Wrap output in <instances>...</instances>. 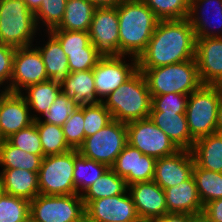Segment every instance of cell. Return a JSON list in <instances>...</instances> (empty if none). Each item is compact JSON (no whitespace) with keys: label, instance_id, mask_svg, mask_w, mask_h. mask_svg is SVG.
I'll list each match as a JSON object with an SVG mask.
<instances>
[{"label":"cell","instance_id":"cell-1","mask_svg":"<svg viewBox=\"0 0 222 222\" xmlns=\"http://www.w3.org/2000/svg\"><path fill=\"white\" fill-rule=\"evenodd\" d=\"M196 36L188 18L160 20L146 49L137 58L138 69H150L195 59Z\"/></svg>","mask_w":222,"mask_h":222},{"label":"cell","instance_id":"cell-2","mask_svg":"<svg viewBox=\"0 0 222 222\" xmlns=\"http://www.w3.org/2000/svg\"><path fill=\"white\" fill-rule=\"evenodd\" d=\"M119 53L138 58L160 21L142 0H124L118 6Z\"/></svg>","mask_w":222,"mask_h":222},{"label":"cell","instance_id":"cell-3","mask_svg":"<svg viewBox=\"0 0 222 222\" xmlns=\"http://www.w3.org/2000/svg\"><path fill=\"white\" fill-rule=\"evenodd\" d=\"M102 103L110 111L112 118L119 122L128 123L148 118L152 98L144 74L137 70Z\"/></svg>","mask_w":222,"mask_h":222},{"label":"cell","instance_id":"cell-4","mask_svg":"<svg viewBox=\"0 0 222 222\" xmlns=\"http://www.w3.org/2000/svg\"><path fill=\"white\" fill-rule=\"evenodd\" d=\"M138 70L146 78L151 98L169 93L190 95L202 85L195 59Z\"/></svg>","mask_w":222,"mask_h":222},{"label":"cell","instance_id":"cell-5","mask_svg":"<svg viewBox=\"0 0 222 222\" xmlns=\"http://www.w3.org/2000/svg\"><path fill=\"white\" fill-rule=\"evenodd\" d=\"M39 30L24 0L0 1V43L14 48L32 46Z\"/></svg>","mask_w":222,"mask_h":222},{"label":"cell","instance_id":"cell-6","mask_svg":"<svg viewBox=\"0 0 222 222\" xmlns=\"http://www.w3.org/2000/svg\"><path fill=\"white\" fill-rule=\"evenodd\" d=\"M221 98V87L210 84H202L189 95L185 114L190 135L194 140L217 132Z\"/></svg>","mask_w":222,"mask_h":222},{"label":"cell","instance_id":"cell-7","mask_svg":"<svg viewBox=\"0 0 222 222\" xmlns=\"http://www.w3.org/2000/svg\"><path fill=\"white\" fill-rule=\"evenodd\" d=\"M74 164L75 149L64 154L45 156L38 171L39 194H76L73 180Z\"/></svg>","mask_w":222,"mask_h":222},{"label":"cell","instance_id":"cell-8","mask_svg":"<svg viewBox=\"0 0 222 222\" xmlns=\"http://www.w3.org/2000/svg\"><path fill=\"white\" fill-rule=\"evenodd\" d=\"M127 144L126 123L113 119L97 133L86 137L78 152L110 168Z\"/></svg>","mask_w":222,"mask_h":222},{"label":"cell","instance_id":"cell-9","mask_svg":"<svg viewBox=\"0 0 222 222\" xmlns=\"http://www.w3.org/2000/svg\"><path fill=\"white\" fill-rule=\"evenodd\" d=\"M30 215L36 222H84L85 204L79 194L37 195L30 201Z\"/></svg>","mask_w":222,"mask_h":222},{"label":"cell","instance_id":"cell-10","mask_svg":"<svg viewBox=\"0 0 222 222\" xmlns=\"http://www.w3.org/2000/svg\"><path fill=\"white\" fill-rule=\"evenodd\" d=\"M126 125L128 144L142 154L159 159L179 150L149 117L128 122Z\"/></svg>","mask_w":222,"mask_h":222},{"label":"cell","instance_id":"cell-11","mask_svg":"<svg viewBox=\"0 0 222 222\" xmlns=\"http://www.w3.org/2000/svg\"><path fill=\"white\" fill-rule=\"evenodd\" d=\"M126 55L102 56L93 68L94 85L97 96L102 102L111 92L129 79L137 70V58Z\"/></svg>","mask_w":222,"mask_h":222},{"label":"cell","instance_id":"cell-12","mask_svg":"<svg viewBox=\"0 0 222 222\" xmlns=\"http://www.w3.org/2000/svg\"><path fill=\"white\" fill-rule=\"evenodd\" d=\"M48 81L46 68L35 45L16 48L10 86L6 91L21 93L28 86Z\"/></svg>","mask_w":222,"mask_h":222},{"label":"cell","instance_id":"cell-13","mask_svg":"<svg viewBox=\"0 0 222 222\" xmlns=\"http://www.w3.org/2000/svg\"><path fill=\"white\" fill-rule=\"evenodd\" d=\"M89 36L91 43L102 56H120L118 7L96 8Z\"/></svg>","mask_w":222,"mask_h":222},{"label":"cell","instance_id":"cell-14","mask_svg":"<svg viewBox=\"0 0 222 222\" xmlns=\"http://www.w3.org/2000/svg\"><path fill=\"white\" fill-rule=\"evenodd\" d=\"M85 216L87 222H142L128 191L91 201Z\"/></svg>","mask_w":222,"mask_h":222},{"label":"cell","instance_id":"cell-15","mask_svg":"<svg viewBox=\"0 0 222 222\" xmlns=\"http://www.w3.org/2000/svg\"><path fill=\"white\" fill-rule=\"evenodd\" d=\"M194 165L192 152L179 149L172 155L156 159L153 181L163 190L177 186L193 175Z\"/></svg>","mask_w":222,"mask_h":222},{"label":"cell","instance_id":"cell-16","mask_svg":"<svg viewBox=\"0 0 222 222\" xmlns=\"http://www.w3.org/2000/svg\"><path fill=\"white\" fill-rule=\"evenodd\" d=\"M156 159L127 144L110 167L127 186L153 180Z\"/></svg>","mask_w":222,"mask_h":222},{"label":"cell","instance_id":"cell-17","mask_svg":"<svg viewBox=\"0 0 222 222\" xmlns=\"http://www.w3.org/2000/svg\"><path fill=\"white\" fill-rule=\"evenodd\" d=\"M33 122L30 108L21 93L0 90V132L5 140Z\"/></svg>","mask_w":222,"mask_h":222},{"label":"cell","instance_id":"cell-18","mask_svg":"<svg viewBox=\"0 0 222 222\" xmlns=\"http://www.w3.org/2000/svg\"><path fill=\"white\" fill-rule=\"evenodd\" d=\"M142 222H154L168 213L164 190L155 182H137L128 186Z\"/></svg>","mask_w":222,"mask_h":222},{"label":"cell","instance_id":"cell-19","mask_svg":"<svg viewBox=\"0 0 222 222\" xmlns=\"http://www.w3.org/2000/svg\"><path fill=\"white\" fill-rule=\"evenodd\" d=\"M195 60L202 84L222 83V37L196 38Z\"/></svg>","mask_w":222,"mask_h":222},{"label":"cell","instance_id":"cell-20","mask_svg":"<svg viewBox=\"0 0 222 222\" xmlns=\"http://www.w3.org/2000/svg\"><path fill=\"white\" fill-rule=\"evenodd\" d=\"M188 20L196 38L222 37V0H190Z\"/></svg>","mask_w":222,"mask_h":222},{"label":"cell","instance_id":"cell-21","mask_svg":"<svg viewBox=\"0 0 222 222\" xmlns=\"http://www.w3.org/2000/svg\"><path fill=\"white\" fill-rule=\"evenodd\" d=\"M47 34L48 39L45 41V44L41 46H35L43 59L48 81L55 87L62 89L65 80L70 74L68 66V58L64 53L59 41L50 33L44 32Z\"/></svg>","mask_w":222,"mask_h":222},{"label":"cell","instance_id":"cell-22","mask_svg":"<svg viewBox=\"0 0 222 222\" xmlns=\"http://www.w3.org/2000/svg\"><path fill=\"white\" fill-rule=\"evenodd\" d=\"M149 118L178 149L192 150L195 140L190 135L186 114L150 111Z\"/></svg>","mask_w":222,"mask_h":222},{"label":"cell","instance_id":"cell-23","mask_svg":"<svg viewBox=\"0 0 222 222\" xmlns=\"http://www.w3.org/2000/svg\"><path fill=\"white\" fill-rule=\"evenodd\" d=\"M168 213L196 214L204 210L193 175L164 190Z\"/></svg>","mask_w":222,"mask_h":222},{"label":"cell","instance_id":"cell-24","mask_svg":"<svg viewBox=\"0 0 222 222\" xmlns=\"http://www.w3.org/2000/svg\"><path fill=\"white\" fill-rule=\"evenodd\" d=\"M61 91L78 107L100 103L95 90L93 69L71 72Z\"/></svg>","mask_w":222,"mask_h":222},{"label":"cell","instance_id":"cell-25","mask_svg":"<svg viewBox=\"0 0 222 222\" xmlns=\"http://www.w3.org/2000/svg\"><path fill=\"white\" fill-rule=\"evenodd\" d=\"M0 179L6 194L31 201L39 195L38 172L2 169Z\"/></svg>","mask_w":222,"mask_h":222},{"label":"cell","instance_id":"cell-26","mask_svg":"<svg viewBox=\"0 0 222 222\" xmlns=\"http://www.w3.org/2000/svg\"><path fill=\"white\" fill-rule=\"evenodd\" d=\"M191 152L198 167L222 173V133L195 140Z\"/></svg>","mask_w":222,"mask_h":222},{"label":"cell","instance_id":"cell-27","mask_svg":"<svg viewBox=\"0 0 222 222\" xmlns=\"http://www.w3.org/2000/svg\"><path fill=\"white\" fill-rule=\"evenodd\" d=\"M95 9L87 0H67L63 20L54 29L89 32Z\"/></svg>","mask_w":222,"mask_h":222},{"label":"cell","instance_id":"cell-28","mask_svg":"<svg viewBox=\"0 0 222 222\" xmlns=\"http://www.w3.org/2000/svg\"><path fill=\"white\" fill-rule=\"evenodd\" d=\"M127 191L128 186L125 179L117 175L111 168H108L101 178L97 179L81 194V197L86 207L93 200L117 196Z\"/></svg>","mask_w":222,"mask_h":222},{"label":"cell","instance_id":"cell-29","mask_svg":"<svg viewBox=\"0 0 222 222\" xmlns=\"http://www.w3.org/2000/svg\"><path fill=\"white\" fill-rule=\"evenodd\" d=\"M61 92V89L53 86L49 81L28 86L21 94L27 101L32 119L35 121L43 113L49 112L50 106ZM33 110V114L32 113ZM36 113H38L36 115Z\"/></svg>","mask_w":222,"mask_h":222},{"label":"cell","instance_id":"cell-30","mask_svg":"<svg viewBox=\"0 0 222 222\" xmlns=\"http://www.w3.org/2000/svg\"><path fill=\"white\" fill-rule=\"evenodd\" d=\"M44 155L27 153L13 146L7 139L0 146V167L2 169H21L31 172L40 170Z\"/></svg>","mask_w":222,"mask_h":222},{"label":"cell","instance_id":"cell-31","mask_svg":"<svg viewBox=\"0 0 222 222\" xmlns=\"http://www.w3.org/2000/svg\"><path fill=\"white\" fill-rule=\"evenodd\" d=\"M108 168L106 164L82 156L78 149H75L73 180L76 194L81 195L97 179L101 178Z\"/></svg>","mask_w":222,"mask_h":222},{"label":"cell","instance_id":"cell-32","mask_svg":"<svg viewBox=\"0 0 222 222\" xmlns=\"http://www.w3.org/2000/svg\"><path fill=\"white\" fill-rule=\"evenodd\" d=\"M193 177L203 206L222 198V173L209 171L195 164Z\"/></svg>","mask_w":222,"mask_h":222},{"label":"cell","instance_id":"cell-33","mask_svg":"<svg viewBox=\"0 0 222 222\" xmlns=\"http://www.w3.org/2000/svg\"><path fill=\"white\" fill-rule=\"evenodd\" d=\"M45 156L64 154L72 150L65 140L62 126L49 123H34Z\"/></svg>","mask_w":222,"mask_h":222},{"label":"cell","instance_id":"cell-34","mask_svg":"<svg viewBox=\"0 0 222 222\" xmlns=\"http://www.w3.org/2000/svg\"><path fill=\"white\" fill-rule=\"evenodd\" d=\"M159 20H178L189 16L190 0H142Z\"/></svg>","mask_w":222,"mask_h":222},{"label":"cell","instance_id":"cell-35","mask_svg":"<svg viewBox=\"0 0 222 222\" xmlns=\"http://www.w3.org/2000/svg\"><path fill=\"white\" fill-rule=\"evenodd\" d=\"M67 0H43L39 9L34 13L39 30L49 32L57 28L63 20ZM42 25V26H40Z\"/></svg>","mask_w":222,"mask_h":222},{"label":"cell","instance_id":"cell-36","mask_svg":"<svg viewBox=\"0 0 222 222\" xmlns=\"http://www.w3.org/2000/svg\"><path fill=\"white\" fill-rule=\"evenodd\" d=\"M78 108V105L61 91L50 106L49 112L43 113L33 123H49L62 126Z\"/></svg>","mask_w":222,"mask_h":222},{"label":"cell","instance_id":"cell-37","mask_svg":"<svg viewBox=\"0 0 222 222\" xmlns=\"http://www.w3.org/2000/svg\"><path fill=\"white\" fill-rule=\"evenodd\" d=\"M30 215V201L4 193L0 198V222H21Z\"/></svg>","mask_w":222,"mask_h":222},{"label":"cell","instance_id":"cell-38","mask_svg":"<svg viewBox=\"0 0 222 222\" xmlns=\"http://www.w3.org/2000/svg\"><path fill=\"white\" fill-rule=\"evenodd\" d=\"M84 116V139L97 133L109 124L113 118L110 111L102 102L83 106Z\"/></svg>","mask_w":222,"mask_h":222},{"label":"cell","instance_id":"cell-39","mask_svg":"<svg viewBox=\"0 0 222 222\" xmlns=\"http://www.w3.org/2000/svg\"><path fill=\"white\" fill-rule=\"evenodd\" d=\"M49 32L59 41L66 56L68 53L85 52V48L91 43L89 32L60 29Z\"/></svg>","mask_w":222,"mask_h":222},{"label":"cell","instance_id":"cell-40","mask_svg":"<svg viewBox=\"0 0 222 222\" xmlns=\"http://www.w3.org/2000/svg\"><path fill=\"white\" fill-rule=\"evenodd\" d=\"M13 146L18 147L24 152L44 155L41 140L36 125L33 123L7 139Z\"/></svg>","mask_w":222,"mask_h":222},{"label":"cell","instance_id":"cell-41","mask_svg":"<svg viewBox=\"0 0 222 222\" xmlns=\"http://www.w3.org/2000/svg\"><path fill=\"white\" fill-rule=\"evenodd\" d=\"M83 107H79L62 125L64 137L72 149H78L84 142Z\"/></svg>","mask_w":222,"mask_h":222},{"label":"cell","instance_id":"cell-42","mask_svg":"<svg viewBox=\"0 0 222 222\" xmlns=\"http://www.w3.org/2000/svg\"><path fill=\"white\" fill-rule=\"evenodd\" d=\"M189 95L179 93L162 94L152 97L151 111L177 112L185 114Z\"/></svg>","mask_w":222,"mask_h":222},{"label":"cell","instance_id":"cell-43","mask_svg":"<svg viewBox=\"0 0 222 222\" xmlns=\"http://www.w3.org/2000/svg\"><path fill=\"white\" fill-rule=\"evenodd\" d=\"M101 57L95 46L90 43L85 52L68 53L69 71L71 73L93 69Z\"/></svg>","mask_w":222,"mask_h":222},{"label":"cell","instance_id":"cell-44","mask_svg":"<svg viewBox=\"0 0 222 222\" xmlns=\"http://www.w3.org/2000/svg\"><path fill=\"white\" fill-rule=\"evenodd\" d=\"M15 50L16 48L12 46L0 43V88L3 86V90H7L10 86Z\"/></svg>","mask_w":222,"mask_h":222},{"label":"cell","instance_id":"cell-45","mask_svg":"<svg viewBox=\"0 0 222 222\" xmlns=\"http://www.w3.org/2000/svg\"><path fill=\"white\" fill-rule=\"evenodd\" d=\"M203 211L213 222H222V198L207 203Z\"/></svg>","mask_w":222,"mask_h":222},{"label":"cell","instance_id":"cell-46","mask_svg":"<svg viewBox=\"0 0 222 222\" xmlns=\"http://www.w3.org/2000/svg\"><path fill=\"white\" fill-rule=\"evenodd\" d=\"M154 222H189V214L186 213H166Z\"/></svg>","mask_w":222,"mask_h":222},{"label":"cell","instance_id":"cell-47","mask_svg":"<svg viewBox=\"0 0 222 222\" xmlns=\"http://www.w3.org/2000/svg\"><path fill=\"white\" fill-rule=\"evenodd\" d=\"M96 8L118 7L124 0H87Z\"/></svg>","mask_w":222,"mask_h":222},{"label":"cell","instance_id":"cell-48","mask_svg":"<svg viewBox=\"0 0 222 222\" xmlns=\"http://www.w3.org/2000/svg\"><path fill=\"white\" fill-rule=\"evenodd\" d=\"M189 222H213L204 211L189 215Z\"/></svg>","mask_w":222,"mask_h":222},{"label":"cell","instance_id":"cell-49","mask_svg":"<svg viewBox=\"0 0 222 222\" xmlns=\"http://www.w3.org/2000/svg\"><path fill=\"white\" fill-rule=\"evenodd\" d=\"M28 9L35 13L42 4L43 0H24Z\"/></svg>","mask_w":222,"mask_h":222},{"label":"cell","instance_id":"cell-50","mask_svg":"<svg viewBox=\"0 0 222 222\" xmlns=\"http://www.w3.org/2000/svg\"><path fill=\"white\" fill-rule=\"evenodd\" d=\"M217 132L222 133V98H221L219 108H218Z\"/></svg>","mask_w":222,"mask_h":222},{"label":"cell","instance_id":"cell-51","mask_svg":"<svg viewBox=\"0 0 222 222\" xmlns=\"http://www.w3.org/2000/svg\"><path fill=\"white\" fill-rule=\"evenodd\" d=\"M21 222H36L34 218L31 215H28L25 219H23Z\"/></svg>","mask_w":222,"mask_h":222},{"label":"cell","instance_id":"cell-52","mask_svg":"<svg viewBox=\"0 0 222 222\" xmlns=\"http://www.w3.org/2000/svg\"><path fill=\"white\" fill-rule=\"evenodd\" d=\"M5 193L3 185H2V181L0 179V198L2 197V195Z\"/></svg>","mask_w":222,"mask_h":222},{"label":"cell","instance_id":"cell-53","mask_svg":"<svg viewBox=\"0 0 222 222\" xmlns=\"http://www.w3.org/2000/svg\"><path fill=\"white\" fill-rule=\"evenodd\" d=\"M5 141L4 137L2 136L1 132H0V146L2 145V143Z\"/></svg>","mask_w":222,"mask_h":222}]
</instances>
